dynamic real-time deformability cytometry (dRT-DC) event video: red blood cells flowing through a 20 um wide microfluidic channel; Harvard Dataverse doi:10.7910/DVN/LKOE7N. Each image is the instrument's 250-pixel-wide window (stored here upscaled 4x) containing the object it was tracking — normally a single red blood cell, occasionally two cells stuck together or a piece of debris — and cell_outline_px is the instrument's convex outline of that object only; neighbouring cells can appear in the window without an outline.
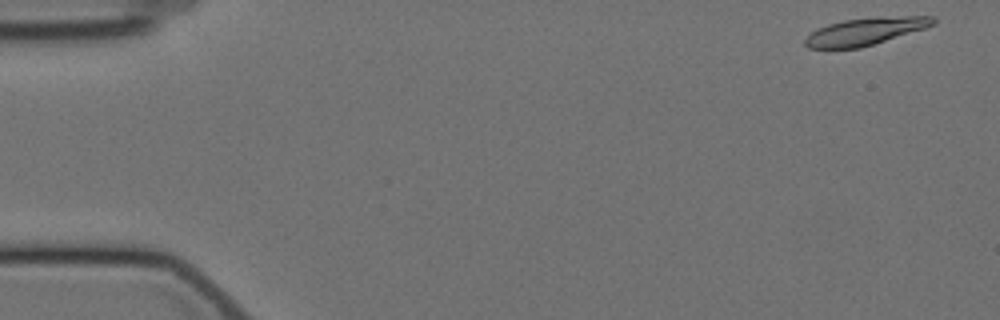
{"species": "Egyptian fruit bat (a non-hibernating species)", "species_latin": "Rousettus aegyptiacus", "temperature_condition": "cold", "stored_images_in_passage": 56, "camera_frame_rate_fps": 3000, "um_per_image_px": 0.085, "animal": {"sex": "female"}, "frame": {"image": 1, "passage_image": 1, "time_ms": 0.0, "image_size_px": [1000, 320], "cell_outline_px": [[936, 24], [924, 28], [860, 48], [808, 48], [804, 44], [804, 40], [812, 32], [828, 24], [844, 20], [904, 16], [932, 16], [936, 20]], "centroid_in_image_um": [73.55, 2.67], "position_along_channel_um": 11.5, "area_um2": 19.77}}
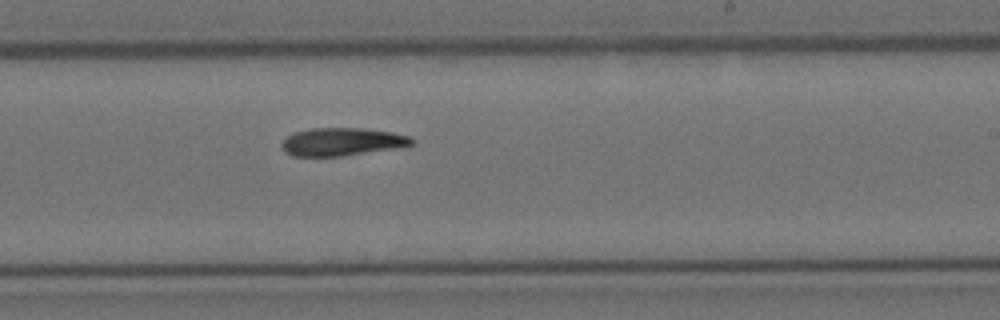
{"frame": {"image": 2, "passage_image": 33, "time_ms": 10.667, "image_size_px": [1000, 320], "cell_outline_px": [[416, 144], [392, 148], [340, 156], [292, 156], [284, 152], [280, 144], [292, 132], [312, 128], [360, 128], [392, 132], [408, 136], [416, 140]], "centroid_in_image_um": [29.03, 12.04], "position_along_channel_um": 260.0, "area_um2": 21.04}}
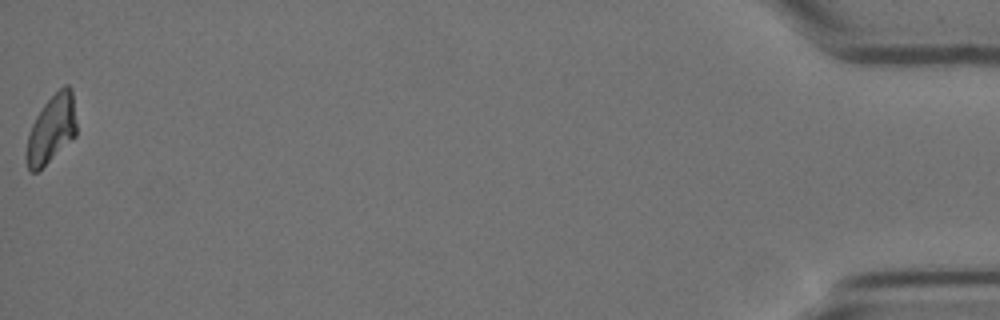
{"frame": {"image": 3, "passage_image": 56, "time_ms": 18.333, "image_size_px": [1000, 320], "cell_outline_px": [[76, 136], [36, 172], [32, 172], [28, 168], [24, 156], [28, 132], [36, 116], [44, 104], [64, 84], [68, 84], [72, 88], [76, 124]], "centroid_in_image_um": [4.35, 10.97], "position_along_channel_um": 430.8, "area_um2": 19.83}}